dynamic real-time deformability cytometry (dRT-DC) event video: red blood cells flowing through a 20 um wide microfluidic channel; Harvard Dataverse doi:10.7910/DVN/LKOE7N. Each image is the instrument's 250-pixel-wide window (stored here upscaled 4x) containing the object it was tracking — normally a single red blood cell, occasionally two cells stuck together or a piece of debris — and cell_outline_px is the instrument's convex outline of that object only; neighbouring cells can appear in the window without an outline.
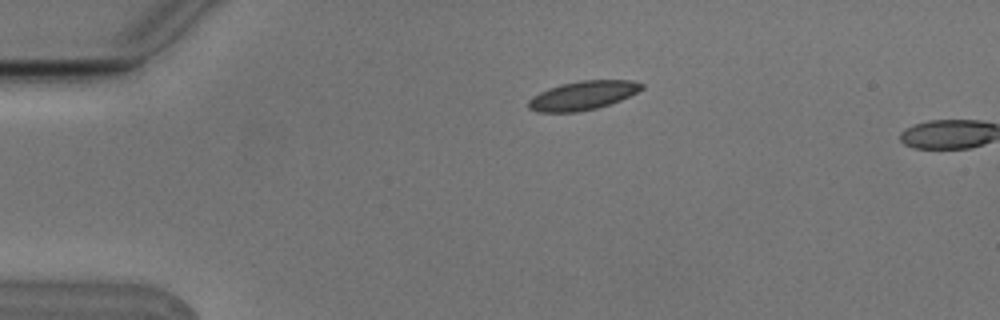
{"species": "Egyptian fruit bat (a non-hibernating species)", "species_latin": "Rousettus aegyptiacus", "temperature_condition": "cold", "stored_images_in_passage": 2, "camera_frame_rate_fps": 3000, "um_per_image_px": 0.085, "animal": {"sex": "male"}, "frame": {"image": 1, "passage_image": 1, "time_ms": 0.0, "image_size_px": [1000, 320], "cell_outline_px": [[644, 88], [620, 100], [596, 108], [576, 112], [540, 112], [528, 108], [528, 100], [532, 96], [548, 88], [560, 84], [580, 80], [632, 80], [644, 84]], "centroid_in_image_um": [49.52, 8.1], "position_along_channel_um": 35.5, "area_um2": 18.96}}